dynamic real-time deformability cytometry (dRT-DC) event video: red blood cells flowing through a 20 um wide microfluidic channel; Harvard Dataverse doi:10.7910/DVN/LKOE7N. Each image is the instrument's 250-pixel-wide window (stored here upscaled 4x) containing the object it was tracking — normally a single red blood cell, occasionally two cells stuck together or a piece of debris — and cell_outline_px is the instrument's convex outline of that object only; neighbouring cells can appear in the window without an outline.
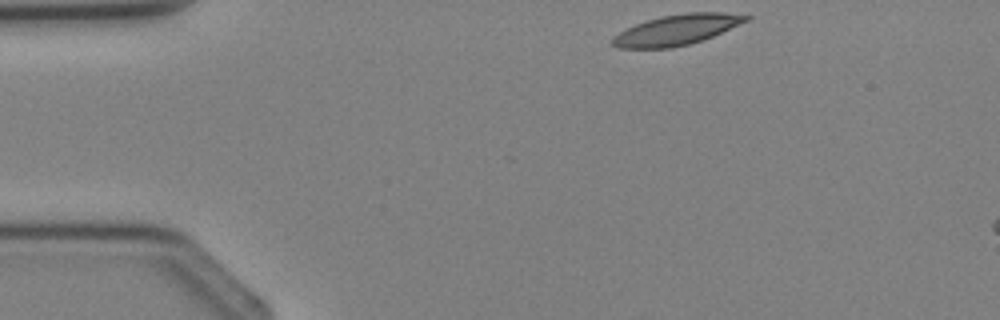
{"species": "Egyptian fruit bat (a non-hibernating species)", "species_latin": "Rousettus aegyptiacus", "temperature_condition": "cold", "stored_images_in_passage": 3, "camera_frame_rate_fps": 3000, "um_per_image_px": 0.085, "animal": {"sex": "female"}, "frame": {"image": 1, "passage_image": 1, "time_ms": 0.0, "image_size_px": [1000, 320], "cell_outline_px": [[752, 16], [748, 20], [712, 36], [688, 44], [672, 48], [620, 48], [612, 44], [612, 36], [636, 24], [660, 16], [688, 12], [724, 12]], "centroid_in_image_um": [57.51, 2.53], "position_along_channel_um": 27.5, "area_um2": 23.29}}
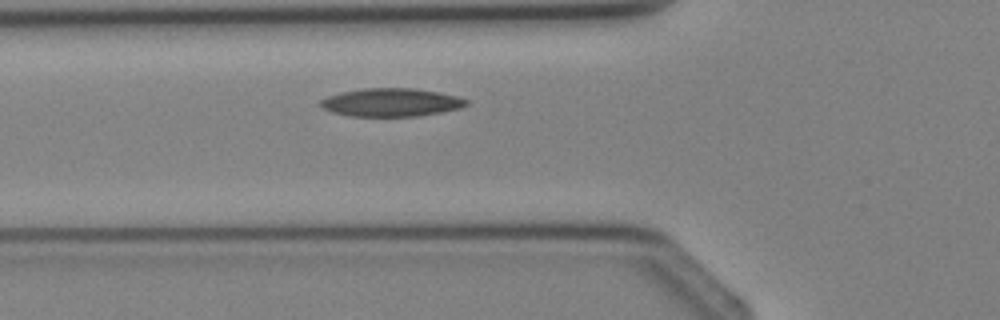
{"frame": {"image": 2, "passage_image": 3, "time_ms": 2.333, "image_size_px": [1000, 320], "cell_outline_px": [[468, 104], [460, 108], [444, 112], [416, 116], [348, 116], [332, 112], [324, 108], [320, 104], [320, 100], [328, 96], [340, 92], [364, 88], [416, 88], [456, 96], [468, 100]], "centroid_in_image_um": [33.25, 8.7], "position_along_channel_um": 92.6, "area_um2": 23.93}}